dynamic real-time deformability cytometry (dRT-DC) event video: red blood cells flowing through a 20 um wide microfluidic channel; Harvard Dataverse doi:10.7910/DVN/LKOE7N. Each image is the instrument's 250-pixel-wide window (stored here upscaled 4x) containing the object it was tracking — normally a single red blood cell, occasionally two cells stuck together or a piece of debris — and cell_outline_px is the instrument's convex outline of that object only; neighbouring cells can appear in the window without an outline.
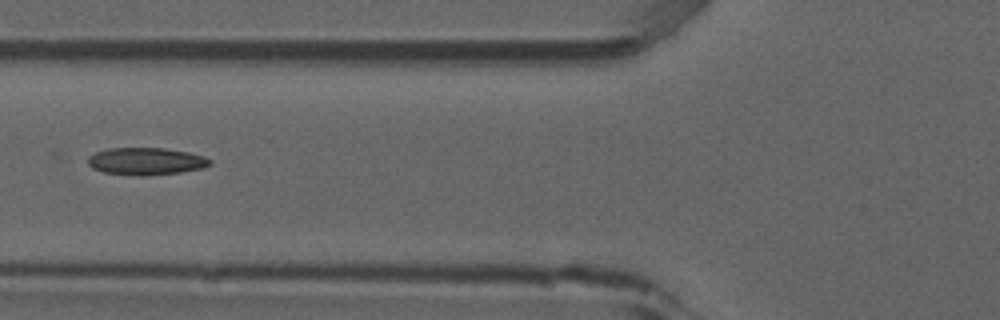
{"species": "common noctule bat (a hibernating species)", "species_latin": "Nyctalus noctula", "temperature_condition": "room temperature", "stored_images_in_passage": 5, "camera_frame_rate_fps": 3000, "um_per_image_px": 0.085, "animal": {"sex": "male", "forearm_length_mm": 52.5}, "frame": {"image": 1, "passage_image": 4, "time_ms": 1.0, "image_size_px": [1000, 320], "cell_outline_px": [[212, 164], [204, 168], [180, 172], [144, 176], [136, 176], [104, 172], [92, 168], [88, 164], [88, 156], [96, 152], [108, 148], [164, 148], [188, 152], [204, 156], [212, 160]], "centroid_in_image_um": [12.43, 13.71], "position_along_channel_um": 113.4, "area_um2": 19.54}}
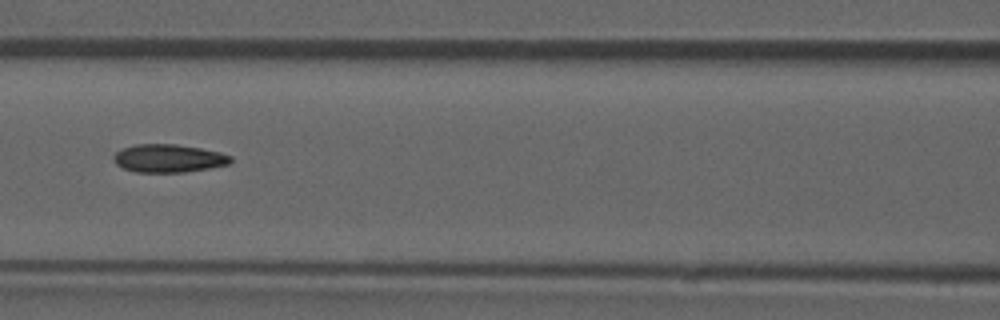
{"frame": {"image": 2, "passage_image": 5, "time_ms": 1.333, "image_size_px": [1000, 320], "cell_outline_px": [[232, 160], [228, 164], [208, 168], [184, 172], [136, 172], [124, 168], [116, 164], [112, 160], [112, 156], [116, 152], [124, 148], [136, 144], [176, 144], [200, 148], [220, 152], [232, 156]], "centroid_in_image_um": [14.31, 13.45], "position_along_channel_um": 152.3, "area_um2": 19.07}}